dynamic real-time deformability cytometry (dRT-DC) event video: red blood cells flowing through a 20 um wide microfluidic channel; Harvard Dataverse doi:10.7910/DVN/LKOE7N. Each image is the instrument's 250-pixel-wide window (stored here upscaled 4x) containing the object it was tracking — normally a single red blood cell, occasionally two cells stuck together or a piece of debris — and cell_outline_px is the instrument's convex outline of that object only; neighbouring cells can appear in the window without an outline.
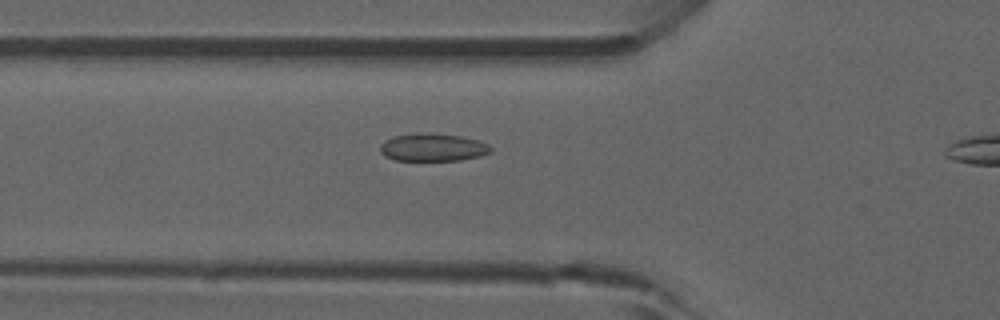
{"species": "common noctule bat (a hibernating species)", "species_latin": "Nyctalus noctula", "temperature_condition": "room temperature", "stored_images_in_passage": 39, "camera_frame_rate_fps": 3000, "um_per_image_px": 0.085, "animal": {"sex": "male", "forearm_length_mm": 52.5}, "frame": {"image": 1, "passage_image": 12, "time_ms": 3.667, "image_size_px": [1000, 320], "cell_outline_px": [[492, 152], [480, 156], [460, 160], [396, 160], [384, 156], [380, 152], [380, 144], [384, 140], [392, 136], [416, 132], [428, 132], [460, 136], [476, 140], [488, 144], [492, 148]], "centroid_in_image_um": [36.75, 12.51], "position_along_channel_um": 89.0, "area_um2": 18.09}}
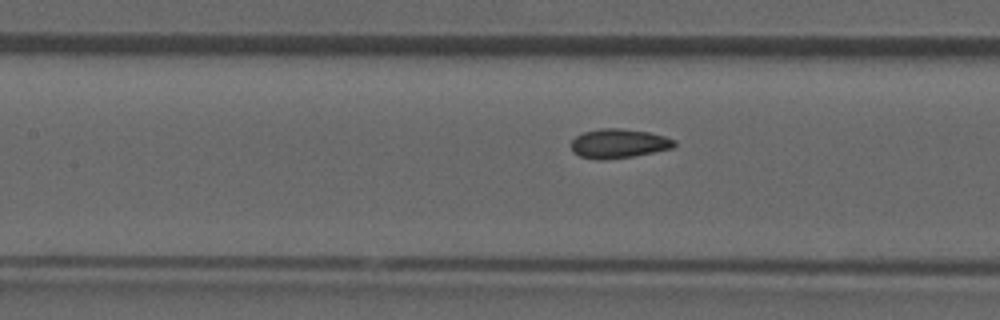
{"frame": {"image": 2, "passage_image": 17, "time_ms": 5.333, "image_size_px": [1000, 320], "cell_outline_px": [[676, 144], [672, 148], [632, 156], [604, 160], [596, 160], [580, 156], [572, 152], [572, 140], [576, 136], [584, 132], [600, 128], [620, 128], [648, 132], [664, 136], [676, 140]], "centroid_in_image_um": [52.57, 12.2], "position_along_channel_um": 154.8, "area_um2": 17.51}, "authors_computed_cell_mechanics": {"area_um2": 17.5134, "velocity_mm_per_s": 3.9203, "shape_relaxation_time_tau1_ms": null, "shape_relaxation_time_tau2_ms": 1.0182, "deformation_change_tau1": null, "deformation_change_tau2": 0.0569}}